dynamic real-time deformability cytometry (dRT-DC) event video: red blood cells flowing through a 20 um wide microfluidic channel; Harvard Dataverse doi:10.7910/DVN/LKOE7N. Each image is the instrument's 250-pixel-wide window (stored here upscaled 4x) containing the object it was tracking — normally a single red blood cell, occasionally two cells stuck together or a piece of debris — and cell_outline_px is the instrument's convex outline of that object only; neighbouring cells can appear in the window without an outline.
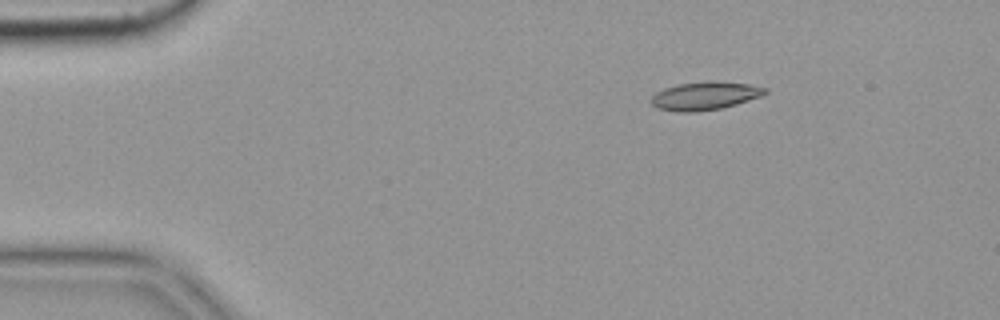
{"species": "common noctule bat (a hibernating species)", "species_latin": "Nyctalus noctula", "temperature_condition": "cold", "stored_images_in_passage": 19, "camera_frame_rate_fps": 3000, "um_per_image_px": 0.085, "animal": {"sex": "female", "body_mass_g": 19.9}, "frame": {"image": 1, "passage_image": 9, "time_ms": 2.667, "image_size_px": [1000, 320], "cell_outline_px": [[768, 92], [760, 96], [736, 104], [720, 108], [696, 112], [680, 112], [656, 108], [648, 100], [656, 92], [664, 88], [680, 84], [748, 84], [768, 88]], "centroid_in_image_um": [59.85, 8.2], "position_along_channel_um": 25.2, "area_um2": 17.74}}